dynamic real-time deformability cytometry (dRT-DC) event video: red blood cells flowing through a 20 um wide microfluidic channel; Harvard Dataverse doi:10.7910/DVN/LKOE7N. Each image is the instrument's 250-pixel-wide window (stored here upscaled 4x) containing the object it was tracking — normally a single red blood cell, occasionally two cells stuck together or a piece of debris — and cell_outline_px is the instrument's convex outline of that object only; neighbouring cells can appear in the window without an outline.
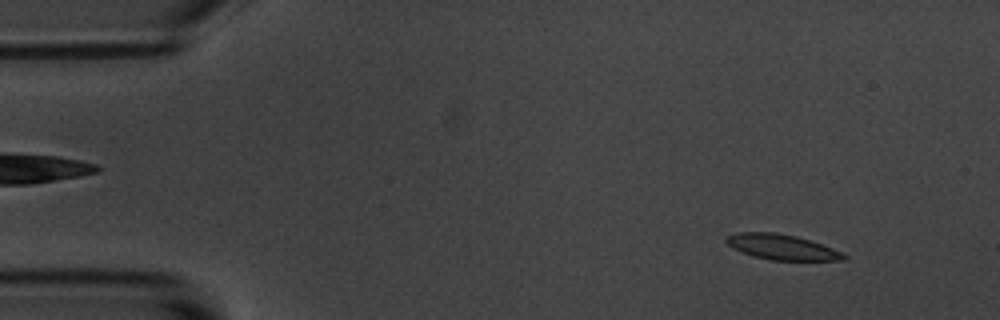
{"species": "common noctule bat (a hibernating species)", "species_latin": "Nyctalus noctula", "temperature_condition": "room temperature", "stored_images_in_passage": 54, "camera_frame_rate_fps": 3000, "um_per_image_px": 0.085, "animal": {"sex": "male", "body_mass_g": 20.1, "forearm_length_mm": 53.5}, "frame": {"image": 1, "passage_image": 5, "time_ms": 1.333, "image_size_px": [1000, 320], "cell_outline_px": [[844, 256], [832, 260], [776, 260], [756, 256], [744, 252], [728, 244], [728, 236], [748, 232], [764, 232], [792, 236], [808, 240], [820, 244]], "centroid_in_image_um": [66.38, 21.0], "position_along_channel_um": 18.6, "area_um2": 15.72}}
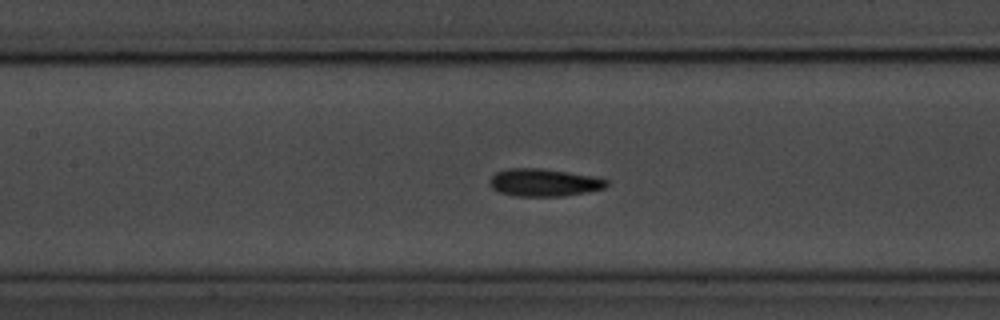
{"frame": {"image": 2, "passage_image": 24, "time_ms": 7.667, "image_size_px": [1000, 320], "cell_outline_px": [[604, 184], [600, 188], [580, 192], [544, 196], [528, 196], [504, 192], [496, 188], [492, 184], [492, 180], [500, 172], [560, 172], [604, 180]], "centroid_in_image_um": [46.25, 15.58], "position_along_channel_um": 161.1, "area_um2": 15.26}}
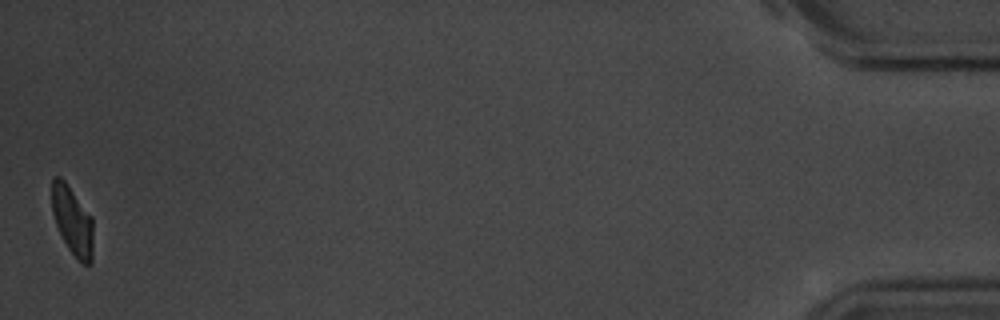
{"frame": {"image": 3, "passage_image": 54, "time_ms": 17.667, "image_size_px": [1000, 320], "cell_outline_px": [[92, 232], [88, 264], [84, 264], [72, 252], [64, 240], [60, 232], [52, 208], [52, 180], [56, 176], [64, 180], [92, 220]], "centroid_in_image_um": [6.11, 18.69], "position_along_channel_um": 429.1, "area_um2": 15.03}, "authors_computed_cell_mechanics": {"area_um2": 15.6349, "velocity_mm_per_s": 3.6298, "shape_relaxation_time_tau1_ms": 11.317, "shape_relaxation_time_tau2_ms": 10.9972, "deformation_change_tau1": 0.2199, "deformation_change_tau2": 0.2198}}